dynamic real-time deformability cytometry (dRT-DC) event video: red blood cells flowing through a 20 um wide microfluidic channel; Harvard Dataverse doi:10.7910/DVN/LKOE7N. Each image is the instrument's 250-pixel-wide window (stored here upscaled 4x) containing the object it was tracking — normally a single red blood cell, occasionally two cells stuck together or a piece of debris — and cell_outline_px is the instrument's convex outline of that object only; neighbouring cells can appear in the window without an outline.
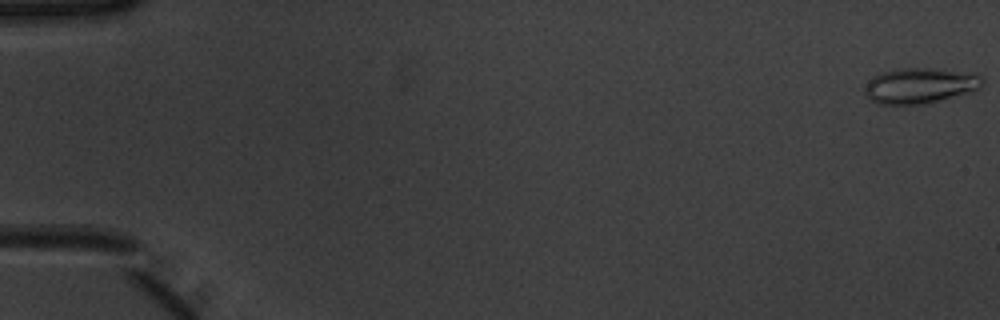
{"species": "common noctule bat (a hibernating species)", "species_latin": "Nyctalus noctula", "temperature_condition": "warm", "stored_images_in_passage": 52, "camera_frame_rate_fps": 3000, "um_per_image_px": 0.085, "animal": {"sex": "male", "body_mass_g": 20.1, "forearm_length_mm": 53.5}, "frame": {"image": 1, "passage_image": 1, "time_ms": 0.0, "image_size_px": [1000, 320], "cell_outline_px": [[984, 84], [980, 88], [972, 92], [924, 104], [880, 104], [872, 100], [864, 92], [864, 88], [868, 80], [872, 76], [880, 72], [892, 68], [932, 68], [976, 72], [984, 80]], "centroid_in_image_um": [78.23, 7.25], "position_along_channel_um": 6.8, "area_um2": 24.85}}
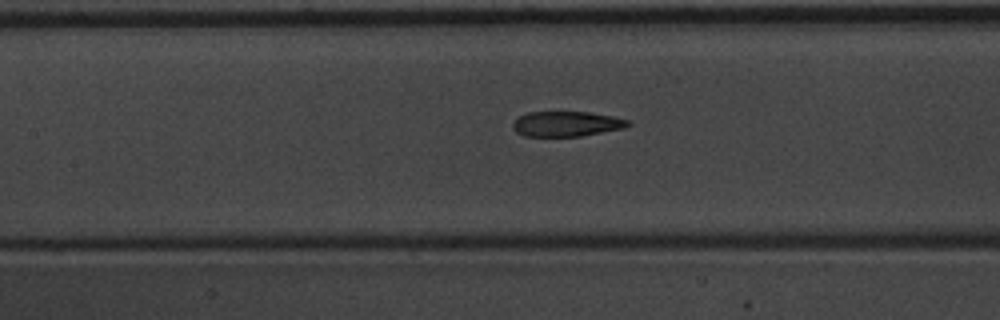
{"frame": {"image": 2, "passage_image": 25, "time_ms": 8.0, "image_size_px": [1000, 320], "cell_outline_px": [[632, 124], [624, 128], [580, 136], [524, 136], [516, 132], [512, 128], [512, 124], [520, 116], [528, 112], [588, 112], [612, 116], [628, 120]], "centroid_in_image_um": [48.15, 10.53], "position_along_channel_um": 159.3, "area_um2": 16.76}}
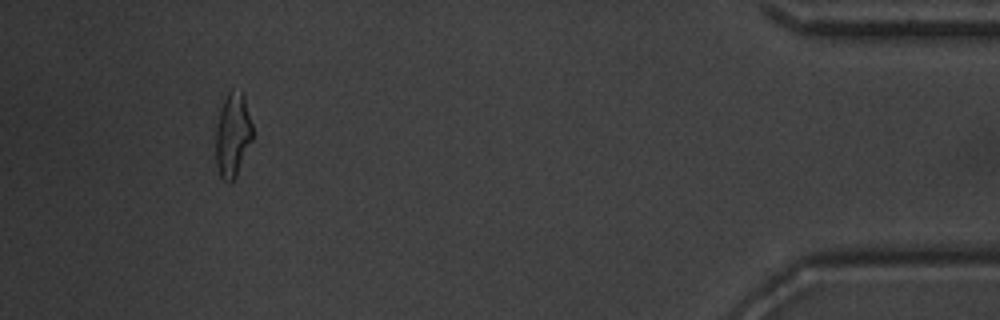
{"frame": {"image": 3, "passage_image": 49, "time_ms": 16.0, "image_size_px": [1000, 320], "cell_outline_px": [[252, 140], [236, 176], [228, 184], [220, 176], [216, 164], [216, 128], [220, 112], [224, 100], [228, 92], [232, 88], [244, 92], [252, 124]], "centroid_in_image_um": [19.79, 11.44], "position_along_channel_um": 415.4, "area_um2": 18.03}, "authors_computed_cell_mechanics": {"area_um2": 18.6694, "velocity_mm_per_s": 3.9592, "shape_relaxation_time_tau1_ms": 5.6668, "shape_relaxation_time_tau2_ms": 1.1964, "deformation_change_tau1": 0.2069, "deformation_change_tau2": 0.0919}}